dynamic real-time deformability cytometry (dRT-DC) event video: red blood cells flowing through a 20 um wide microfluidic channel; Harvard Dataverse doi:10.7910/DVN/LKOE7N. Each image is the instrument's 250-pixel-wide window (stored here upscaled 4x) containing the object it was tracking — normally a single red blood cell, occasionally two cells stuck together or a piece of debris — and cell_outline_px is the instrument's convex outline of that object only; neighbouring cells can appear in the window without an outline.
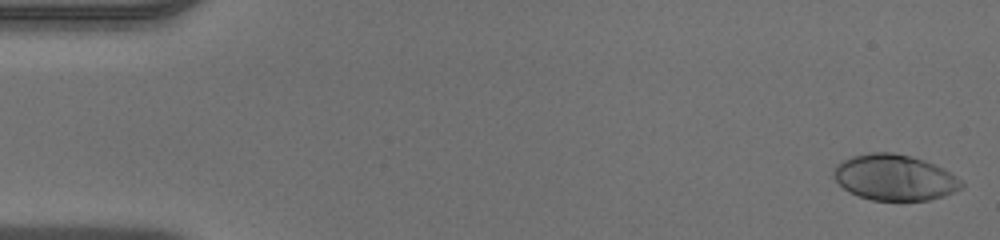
{"species": "human", "species_latin": "Homo sapiens", "temperature_condition": "warm", "stored_images_in_passage": 47, "camera_frame_rate_fps": 3000, "um_per_image_px": 0.085, "donor": {"sex": "male"}, "frame": {"image": 1, "passage_image": 1, "time_ms": 0.0, "image_size_px": [1000, 240], "cell_outline_px": [[964, 184], [960, 188], [944, 196], [928, 200], [872, 200], [860, 196], [844, 188], [836, 180], [836, 168], [844, 160], [852, 156], [872, 152], [892, 152], [924, 160], [944, 168], [956, 176]], "centroid_in_image_um": [76.09, 15.09], "position_along_channel_um": 8.9, "area_um2": 33.47}}
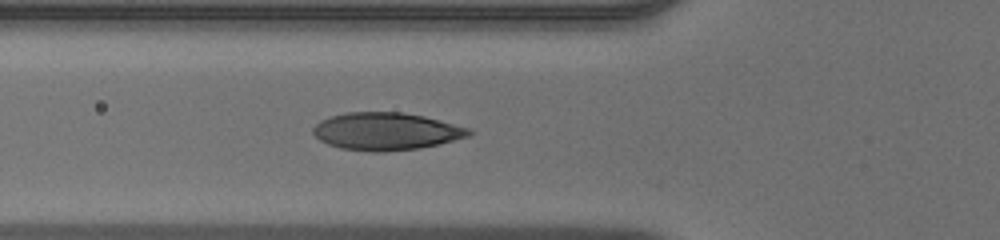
{"frame": {"image": 2, "passage_image": 17, "time_ms": 5.333, "image_size_px": [1000, 240], "cell_outline_px": [[472, 132], [468, 136], [440, 144], [420, 148], [380, 152], [372, 152], [340, 148], [328, 144], [320, 140], [312, 132], [312, 128], [320, 120], [344, 112], [404, 112], [424, 116], [468, 128]], "centroid_in_image_um": [32.79, 11.16], "position_along_channel_um": 93.0, "area_um2": 33.99}}
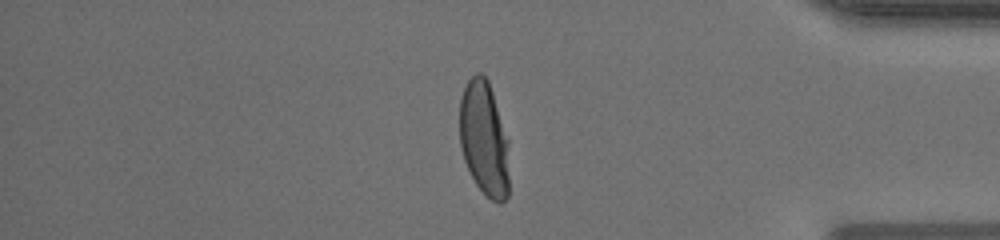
{"frame": {"image": 3, "passage_image": 40, "time_ms": 13.0, "image_size_px": [1000, 240], "cell_outline_px": [[508, 196], [500, 204], [492, 200], [476, 184], [464, 160], [460, 144], [460, 100], [464, 88], [468, 80], [476, 72], [480, 72], [488, 80], [508, 140]], "centroid_in_image_um": [41.15, 11.78], "position_along_channel_um": 394.1, "area_um2": 32.83}}